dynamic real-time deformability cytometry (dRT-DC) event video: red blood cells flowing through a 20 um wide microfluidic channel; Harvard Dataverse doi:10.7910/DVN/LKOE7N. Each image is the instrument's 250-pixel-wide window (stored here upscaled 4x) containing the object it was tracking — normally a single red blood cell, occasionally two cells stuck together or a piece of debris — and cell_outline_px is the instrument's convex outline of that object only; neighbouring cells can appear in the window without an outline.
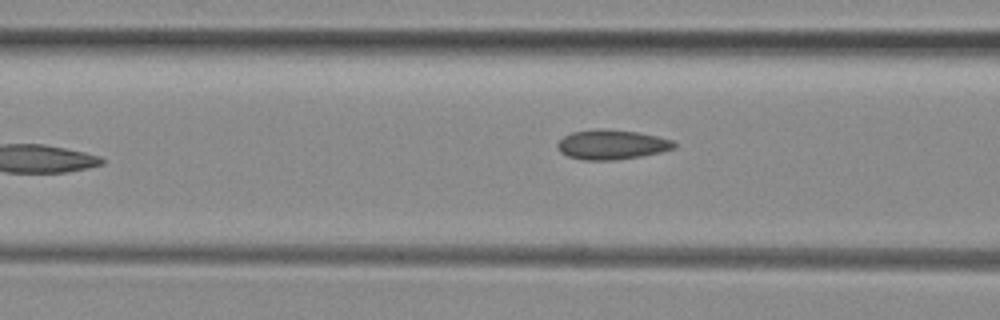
{"species": "common noctule bat (a hibernating species)", "species_latin": "Nyctalus noctula", "temperature_condition": "room temperature", "stored_images_in_passage": 5, "camera_frame_rate_fps": 3000, "um_per_image_px": 0.085, "animal": {"sex": "female", "body_mass_g": 29.2, "forearm_length_mm": 56.3}, "frame": {"image": 1, "passage_image": 4, "time_ms": 1.0, "image_size_px": [1000, 320], "cell_outline_px": [[676, 148], [660, 152], [640, 156], [616, 160], [584, 160], [568, 156], [560, 152], [556, 144], [564, 136], [572, 132], [640, 132], [672, 140], [676, 144]], "centroid_in_image_um": [52.03, 12.35], "position_along_channel_um": 114.6, "area_um2": 19.19}}
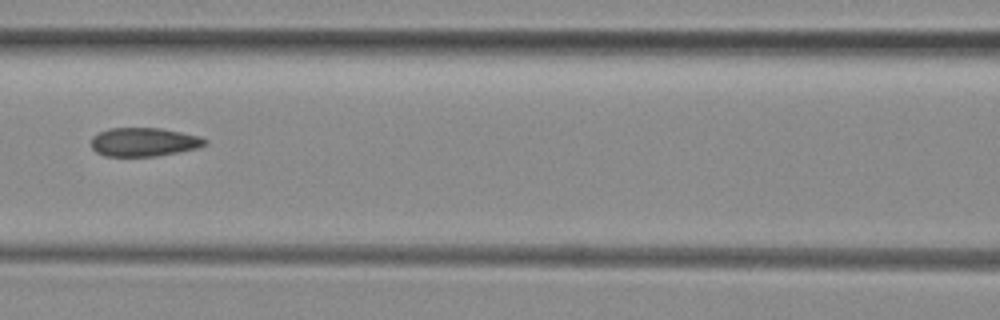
{"frame": {"image": 2, "passage_image": 5, "time_ms": 1.333, "image_size_px": [1000, 320], "cell_outline_px": [[208, 144], [196, 148], [156, 156], [104, 156], [96, 152], [92, 148], [92, 136], [108, 128], [160, 128], [200, 136], [208, 140]], "centroid_in_image_um": [12.23, 12.07], "position_along_channel_um": 154.4, "area_um2": 18.96}}